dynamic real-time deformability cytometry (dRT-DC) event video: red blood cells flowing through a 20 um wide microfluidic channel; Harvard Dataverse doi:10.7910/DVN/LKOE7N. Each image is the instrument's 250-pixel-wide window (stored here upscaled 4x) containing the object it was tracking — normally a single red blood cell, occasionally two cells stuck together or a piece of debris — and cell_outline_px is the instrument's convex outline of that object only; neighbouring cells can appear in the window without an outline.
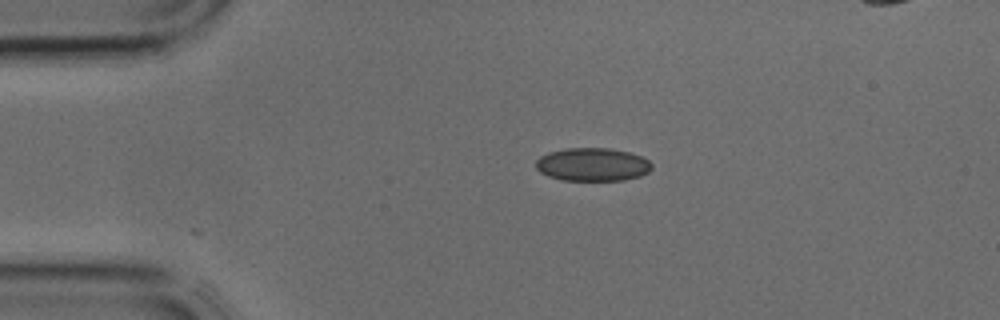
{"species": "common noctule bat (a hibernating species)", "species_latin": "Nyctalus noctula", "temperature_condition": "cold", "stored_images_in_passage": 3, "segment_of_instrument_passage": [1, 2], "camera_frame_rate_fps": 3000, "um_per_image_px": 0.085, "animal": {"sex": "male", "body_mass_g": 17.9, "forearm_length_mm": 54.2}, "frame": {"image": 1, "passage_image": 1, "time_ms": 0.0, "image_size_px": [1000, 320], "cell_outline_px": [[652, 168], [648, 172], [640, 176], [624, 180], [560, 180], [548, 176], [540, 172], [536, 168], [536, 160], [540, 156], [548, 152], [568, 148], [608, 148], [628, 152], [640, 156], [648, 160], [652, 164]], "centroid_in_image_um": [50.35, 13.98], "position_along_channel_um": 34.7, "area_um2": 22.43}}